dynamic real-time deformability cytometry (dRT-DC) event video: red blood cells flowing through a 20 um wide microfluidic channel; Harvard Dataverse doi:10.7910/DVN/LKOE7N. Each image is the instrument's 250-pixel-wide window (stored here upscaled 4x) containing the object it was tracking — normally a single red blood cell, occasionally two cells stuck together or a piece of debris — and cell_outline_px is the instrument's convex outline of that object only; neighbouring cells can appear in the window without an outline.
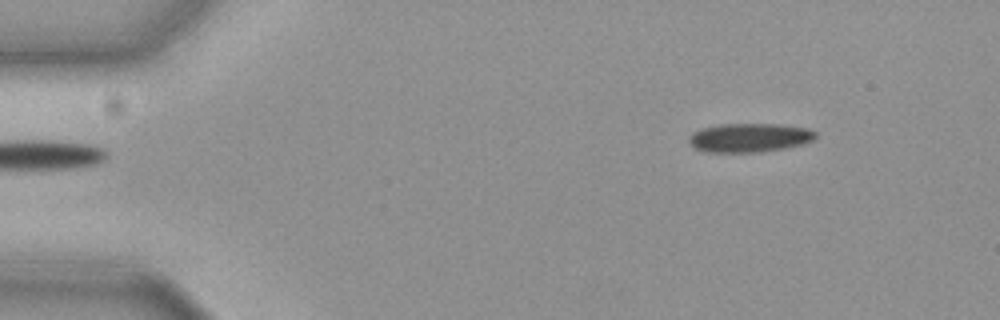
{"species": "common noctule bat (a hibernating species)", "species_latin": "Nyctalus noctula", "temperature_condition": "cold", "stored_images_in_passage": 51, "camera_frame_rate_fps": 3000, "um_per_image_px": 0.085, "animal": {"sex": "female", "body_mass_g": 19.3, "forearm_length_mm": 54.1}, "frame": {"image": 1, "passage_image": 1, "time_ms": 0.0, "image_size_px": [1000, 320], "cell_outline_px": [[816, 136], [812, 140], [804, 144], [784, 148], [760, 152], [704, 152], [688, 144], [688, 136], [704, 128], [724, 124], [772, 124], [804, 128], [816, 132]], "centroid_in_image_um": [63.67, 11.72], "position_along_channel_um": 21.3, "area_um2": 21.04}}
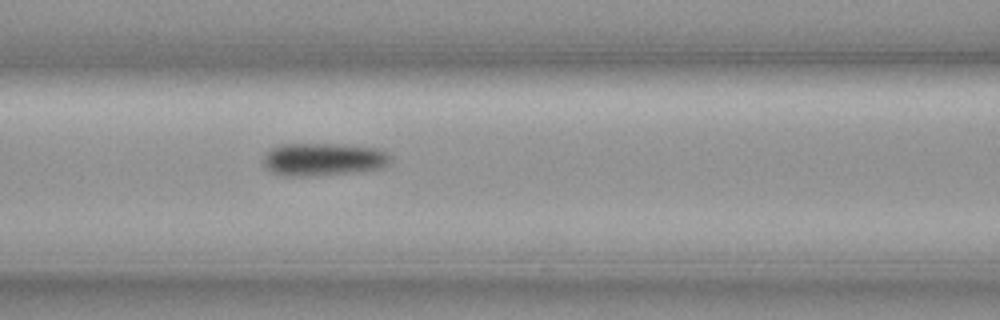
{"frame": {"image": 2, "passage_image": 18, "time_ms": 5.667, "image_size_px": [1000, 320], "cell_outline_px": [[392, 160], [384, 168], [360, 172], [308, 176], [284, 176], [272, 172], [264, 168], [264, 156], [272, 148], [280, 144], [340, 144], [376, 148], [388, 152], [392, 156]], "centroid_in_image_um": [27.53, 13.55], "position_along_channel_um": 139.1, "area_um2": 24.68}}
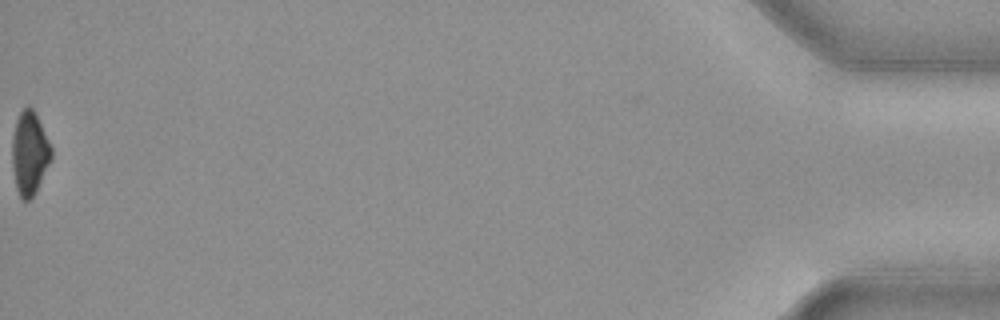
{"frame": {"image": 3, "passage_image": 51, "time_ms": 16.667, "image_size_px": [1000, 320], "cell_outline_px": [[52, 156], [36, 192], [28, 200], [20, 200], [16, 188], [12, 164], [12, 140], [16, 120], [20, 112], [28, 104], [36, 112], [52, 148]], "centroid_in_image_um": [2.51, 13.0], "position_along_channel_um": 432.7, "area_um2": 19.07}, "authors_computed_cell_mechanics": {"area_um2": 22.7154, "velocity_mm_per_s": 3.6496, "shape_relaxation_time_tau1_ms": 3.1666, "shape_relaxation_time_tau2_ms": null, "deformation_change_tau1": 0.0975, "deformation_change_tau2": null}}